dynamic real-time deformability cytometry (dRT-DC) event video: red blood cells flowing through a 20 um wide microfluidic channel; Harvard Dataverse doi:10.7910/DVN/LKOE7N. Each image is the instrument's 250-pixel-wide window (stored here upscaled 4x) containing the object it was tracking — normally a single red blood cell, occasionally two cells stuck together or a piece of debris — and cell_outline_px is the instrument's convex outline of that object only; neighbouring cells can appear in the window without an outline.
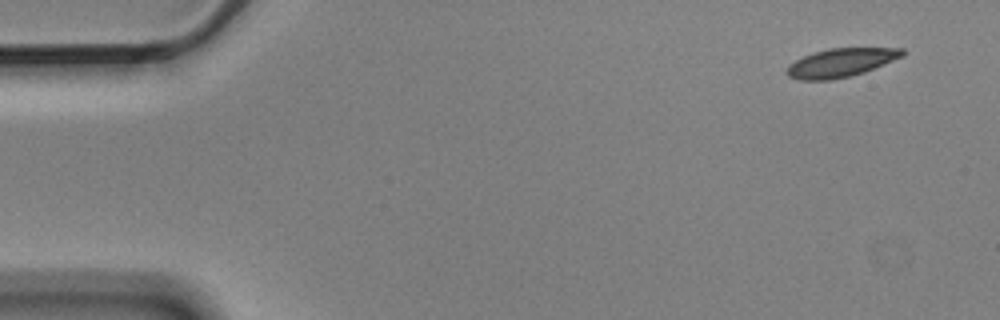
{"species": "Egyptian fruit bat (a non-hibernating species)", "species_latin": "Rousettus aegyptiacus", "temperature_condition": "cold", "stored_images_in_passage": 4, "camera_frame_rate_fps": 3000, "um_per_image_px": 0.085, "animal": {"sex": "male"}, "frame": {"image": 1, "passage_image": 1, "time_ms": 0.0, "image_size_px": [1000, 320], "cell_outline_px": [[904, 56], [864, 72], [832, 80], [800, 80], [788, 76], [784, 72], [788, 64], [812, 52], [828, 48], [904, 48]], "centroid_in_image_um": [71.43, 5.32], "position_along_channel_um": 13.6, "area_um2": 19.31}}
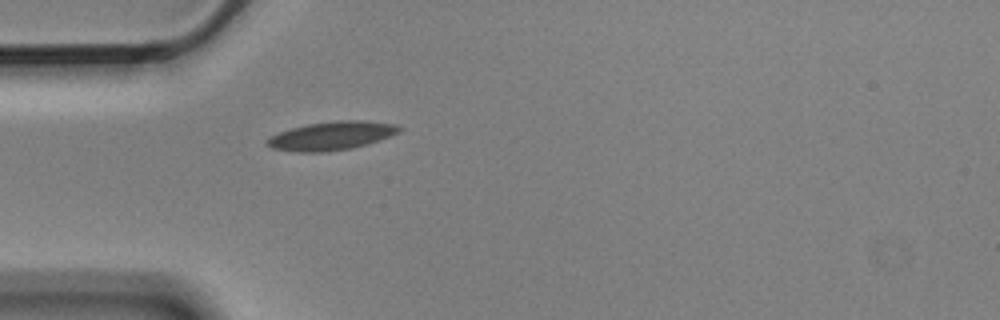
{"frame": {"image": 2, "passage_image": 4, "time_ms": 1.0, "image_size_px": [1000, 320], "cell_outline_px": [[404, 128], [400, 132], [352, 148], [328, 152], [296, 152], [272, 148], [264, 144], [264, 140], [268, 136], [292, 128], [308, 124], [336, 120], [364, 120], [396, 124]], "centroid_in_image_um": [28.13, 11.54], "position_along_channel_um": 56.9, "area_um2": 22.02}}